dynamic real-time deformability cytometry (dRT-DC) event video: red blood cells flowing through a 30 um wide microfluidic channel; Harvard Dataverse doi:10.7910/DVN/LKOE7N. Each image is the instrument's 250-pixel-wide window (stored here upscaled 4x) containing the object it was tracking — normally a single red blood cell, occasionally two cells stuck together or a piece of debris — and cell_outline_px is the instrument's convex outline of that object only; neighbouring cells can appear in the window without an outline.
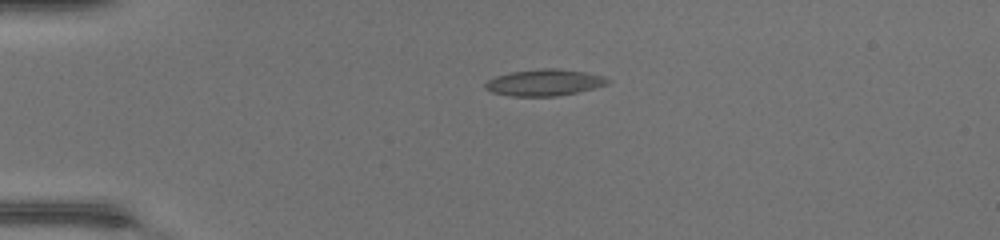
{"species": "common noctule bat (a hibernating species)", "species_latin": "Nyctalus noctula", "temperature_condition": "warm", "stored_images_in_passage": 37, "camera_frame_rate_fps": 3000, "um_per_image_px": 0.085, "animal": {"sex": "female", "body_mass_g": 17.0, "forearm_length_mm": 48.0}, "frame": {"image": 1, "passage_image": 1, "time_ms": 0.0, "image_size_px": [1000, 240], "cell_outline_px": [[612, 80], [608, 84], [596, 88], [580, 92], [556, 96], [512, 96], [492, 92], [484, 88], [484, 84], [488, 80], [496, 76], [512, 72], [540, 68], [556, 68], [584, 72], [604, 76]], "centroid_in_image_um": [46.31, 7.02], "position_along_channel_um": 38.7, "area_um2": 19.02}}
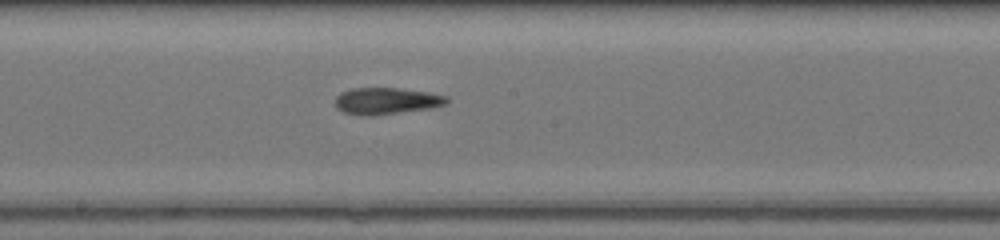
{"frame": {"image": 2, "passage_image": 16, "time_ms": 5.0, "image_size_px": [1000, 240], "cell_outline_px": [[448, 104], [432, 108], [372, 116], [368, 116], [344, 112], [336, 108], [336, 96], [340, 92], [352, 88], [400, 88], [428, 92], [448, 96]], "centroid_in_image_um": [32.87, 8.58], "position_along_channel_um": 215.3, "area_um2": 17.46}}
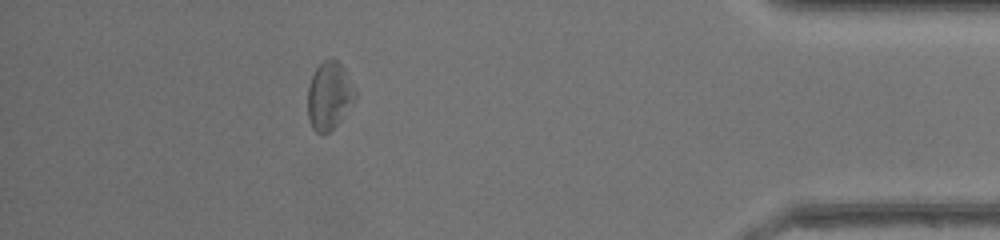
{"frame": {"image": 3, "passage_image": 32, "time_ms": 10.333, "image_size_px": [1000, 240], "cell_outline_px": [[356, 100], [340, 120], [324, 136], [316, 132], [312, 128], [308, 116], [308, 84], [316, 68], [324, 60], [332, 56], [344, 68], [356, 92]], "centroid_in_image_um": [27.98, 8.14], "position_along_channel_um": 407.2, "area_um2": 18.79}, "authors_computed_cell_mechanics": {"area_um2": 17.6868, "velocity_mm_per_s": 4.4267, "shape_relaxation_time_tau1_ms": null, "shape_relaxation_time_tau2_ms": 5.0735, "deformation_change_tau1": null, "deformation_change_tau2": 0.1751}}